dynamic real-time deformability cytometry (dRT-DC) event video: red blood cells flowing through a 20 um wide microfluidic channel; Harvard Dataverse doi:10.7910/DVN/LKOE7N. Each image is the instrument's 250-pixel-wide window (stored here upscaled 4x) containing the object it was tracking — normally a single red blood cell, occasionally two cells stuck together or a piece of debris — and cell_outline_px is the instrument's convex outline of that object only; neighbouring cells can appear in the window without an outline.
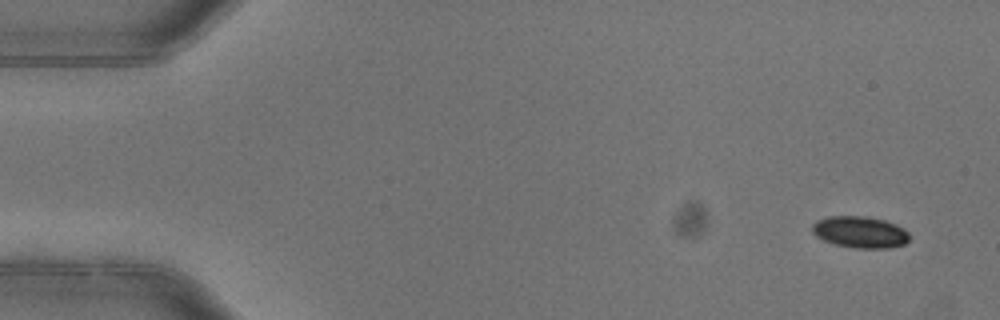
{"species": "common noctule bat (a hibernating species)", "species_latin": "Nyctalus noctula", "temperature_condition": "warm", "stored_images_in_passage": 5, "camera_frame_rate_fps": 3000, "um_per_image_px": 0.085, "animal": {"sex": "female"}, "frame": {"image": 1, "passage_image": 1, "time_ms": 0.0, "image_size_px": [1000, 320], "cell_outline_px": [[908, 240], [904, 244], [888, 248], [856, 248], [836, 244], [824, 240], [816, 236], [812, 232], [812, 224], [816, 220], [828, 216], [868, 216], [884, 220], [896, 224], [904, 228], [908, 232]], "centroid_in_image_um": [73.09, 19.71], "position_along_channel_um": 11.9, "area_um2": 17.92}}
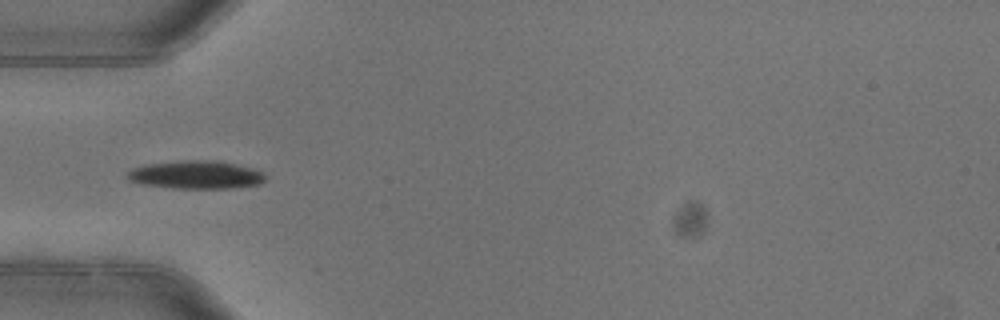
{"frame": {"image": 2, "passage_image": 4, "time_ms": 1.0, "image_size_px": [1000, 320], "cell_outline_px": [[264, 180], [260, 184], [232, 188], [172, 188], [140, 184], [128, 180], [124, 176], [132, 168], [144, 164], [180, 160], [216, 160], [236, 164], [252, 168], [264, 172]], "centroid_in_image_um": [16.6, 14.85], "position_along_channel_um": 68.4, "area_um2": 22.89}}